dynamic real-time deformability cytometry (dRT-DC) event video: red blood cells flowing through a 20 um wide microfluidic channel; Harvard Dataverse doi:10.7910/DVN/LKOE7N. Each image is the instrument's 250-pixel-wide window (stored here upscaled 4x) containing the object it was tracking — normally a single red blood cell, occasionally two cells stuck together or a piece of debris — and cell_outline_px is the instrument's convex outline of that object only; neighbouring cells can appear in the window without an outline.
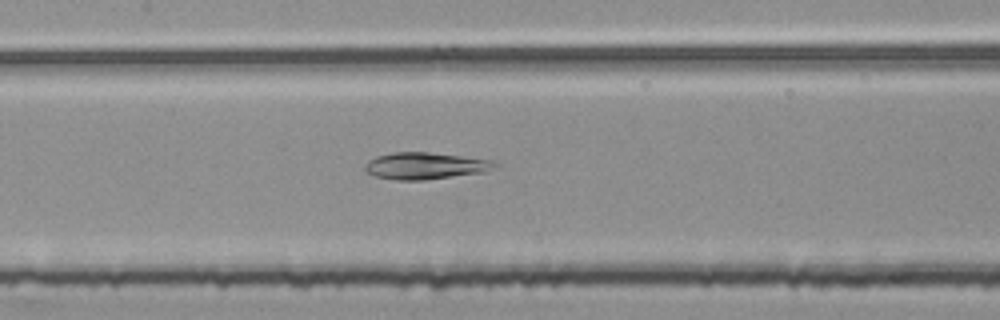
{"species": "common noctule bat (a hibernating species)", "species_latin": "Nyctalus noctula", "temperature_condition": "room temperature", "stored_images_in_passage": 54, "camera_frame_rate_fps": 3000, "um_per_image_px": 0.085, "animal": {"sex": "female", "body_mass_g": 25.1}, "frame": {"image": 1, "passage_image": 26, "time_ms": 8.333, "image_size_px": [1000, 320], "cell_outline_px": [[500, 164], [488, 172], [424, 180], [392, 180], [376, 176], [368, 172], [364, 168], [364, 164], [368, 160], [376, 156], [392, 152], [428, 152], [500, 160]], "centroid_in_image_um": [36.24, 14.09], "position_along_channel_um": 171.2, "area_um2": 20.81}}
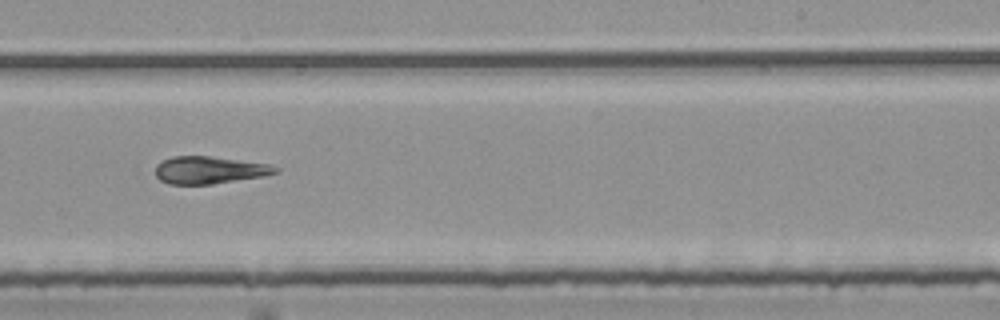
{"frame": {"image": 2, "passage_image": 34, "time_ms": 11.0, "image_size_px": [1000, 320], "cell_outline_px": [[280, 172], [260, 176], [208, 184], [168, 184], [160, 180], [156, 176], [156, 164], [160, 160], [172, 156], [208, 156], [272, 164], [280, 168]], "centroid_in_image_um": [17.77, 14.44], "position_along_channel_um": 271.2, "area_um2": 19.07}}
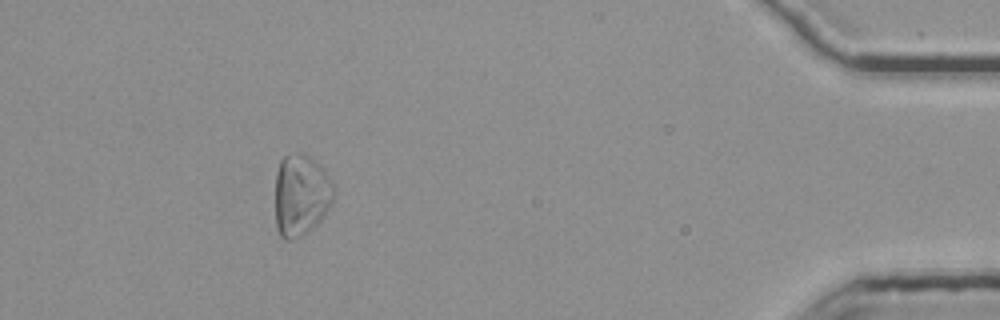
{"frame": {"image": 3, "passage_image": 50, "time_ms": 16.333, "image_size_px": [1000, 320], "cell_outline_px": [[336, 192], [328, 208], [316, 224], [304, 236], [292, 240], [284, 240], [280, 236], [276, 228], [276, 172], [280, 160], [288, 152], [300, 152], [308, 156], [328, 176]], "centroid_in_image_um": [25.55, 16.6], "position_along_channel_um": 409.7, "area_um2": 27.8}, "authors_computed_cell_mechanics": {"area_um2": 26.877, "velocity_mm_per_s": 3.766, "shape_relaxation_time_tau1_ms": null, "shape_relaxation_time_tau2_ms": 5.2474, "deformation_change_tau1": null, "deformation_change_tau2": 0.1204}}